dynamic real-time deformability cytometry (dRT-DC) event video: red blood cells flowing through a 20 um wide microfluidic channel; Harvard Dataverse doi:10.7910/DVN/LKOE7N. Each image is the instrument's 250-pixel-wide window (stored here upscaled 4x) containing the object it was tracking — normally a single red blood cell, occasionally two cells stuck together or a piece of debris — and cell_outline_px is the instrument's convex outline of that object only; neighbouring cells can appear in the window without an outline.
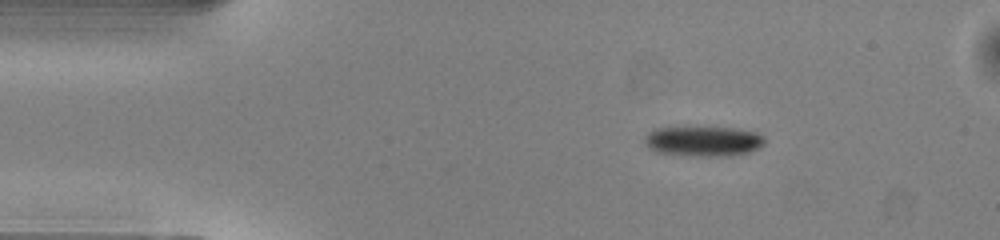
{"species": "common noctule bat (a hibernating species)", "species_latin": "Nyctalus noctula", "temperature_condition": "warm", "stored_images_in_passage": 43, "camera_frame_rate_fps": 3000, "um_per_image_px": 0.085, "animal": {"sex": "male", "body_mass_g": 13.0, "forearm_length_mm": 53.1}, "frame": {"image": 1, "passage_image": 1, "time_ms": 0.0, "image_size_px": [1000, 240], "cell_outline_px": [[764, 144], [760, 148], [748, 152], [732, 156], [692, 156], [656, 152], [648, 148], [644, 144], [644, 136], [648, 132], [656, 128], [732, 128], [756, 132], [764, 136]], "centroid_in_image_um": [59.77, 12.02], "position_along_channel_um": 25.2, "area_um2": 21.1}}
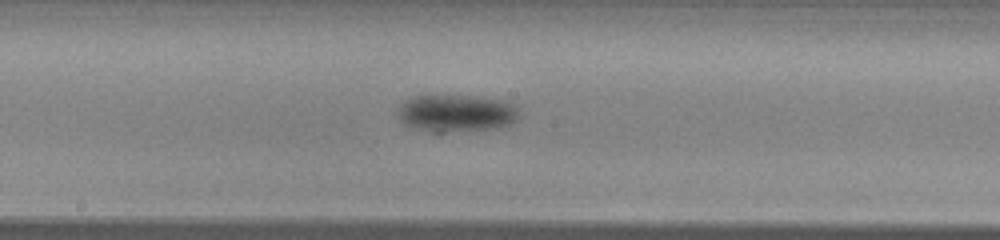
{"frame": {"image": 2, "passage_image": 19, "time_ms": 6.0, "image_size_px": [1000, 240], "cell_outline_px": [[516, 120], [508, 124], [492, 128], [440, 136], [408, 128], [400, 120], [400, 104], [404, 100], [412, 96], [472, 96], [504, 100], [512, 104], [516, 108]], "centroid_in_image_um": [38.68, 9.69], "position_along_channel_um": 209.5, "area_um2": 27.05}}
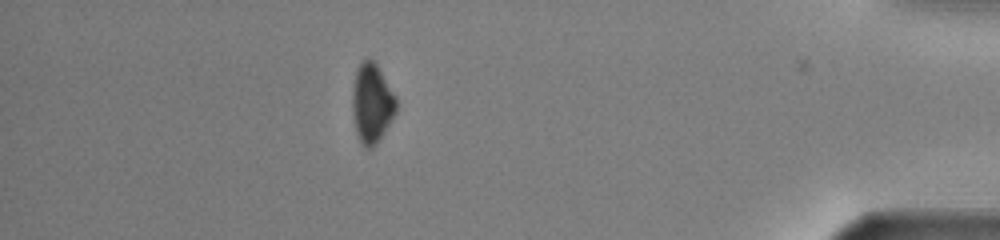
{"frame": {"image": 3, "passage_image": 37, "time_ms": 12.0, "image_size_px": [1000, 240], "cell_outline_px": [[396, 112], [376, 144], [372, 148], [364, 148], [356, 132], [352, 108], [352, 88], [356, 68], [364, 60], [376, 60], [396, 96]], "centroid_in_image_um": [31.6, 8.73], "position_along_channel_um": 403.6, "area_um2": 20.4}, "authors_computed_cell_mechanics": {"area_um2": 23.2934, "velocity_mm_per_s": 4.1044, "shape_relaxation_time_tau1_ms": 1.4042, "shape_relaxation_time_tau2_ms": null, "deformation_change_tau1": 0.0865, "deformation_change_tau2": null}}